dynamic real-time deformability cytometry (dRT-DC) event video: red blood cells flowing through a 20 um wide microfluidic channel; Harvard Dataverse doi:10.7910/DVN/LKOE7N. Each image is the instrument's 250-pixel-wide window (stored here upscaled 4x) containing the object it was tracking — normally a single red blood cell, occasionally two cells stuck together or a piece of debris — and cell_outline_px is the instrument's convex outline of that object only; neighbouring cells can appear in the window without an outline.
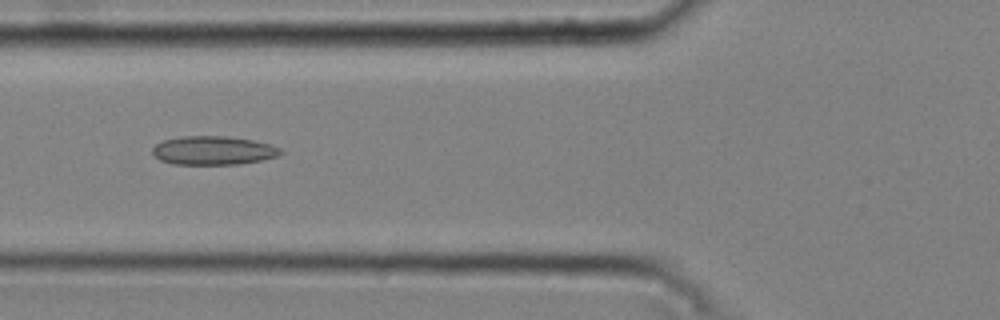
{"species": "common noctule bat (a hibernating species)", "species_latin": "Nyctalus noctula", "temperature_condition": "cold", "stored_images_in_passage": 49, "camera_frame_rate_fps": 3000, "um_per_image_px": 0.085, "animal": {"sex": "male", "body_mass_g": 20.4}, "frame": {"image": 1, "passage_image": 19, "time_ms": 6.0, "image_size_px": [1000, 320], "cell_outline_px": [[284, 152], [280, 156], [240, 164], [176, 164], [160, 160], [152, 152], [152, 148], [156, 144], [164, 140], [184, 136], [224, 136], [252, 140], [272, 144], [280, 148]], "centroid_in_image_um": [18.17, 12.79], "position_along_channel_um": 107.6, "area_um2": 21.39}}
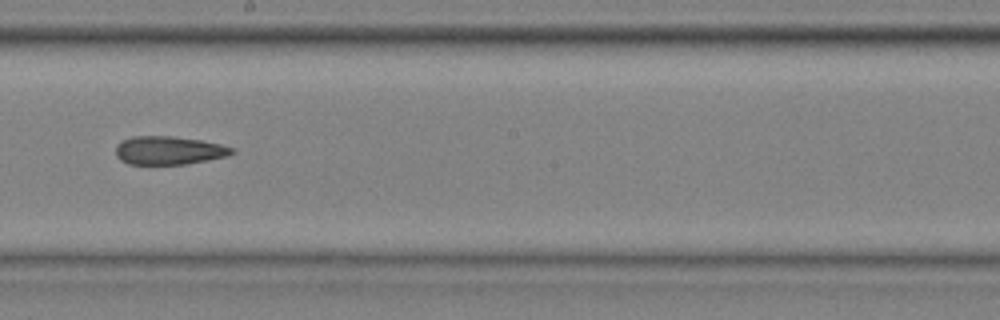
{"frame": {"image": 2, "passage_image": 29, "time_ms": 9.333, "image_size_px": [1000, 320], "cell_outline_px": [[236, 152], [228, 156], [188, 164], [128, 164], [120, 160], [116, 156], [116, 144], [132, 136], [172, 136], [200, 140], [220, 144], [236, 148]], "centroid_in_image_um": [14.38, 12.79], "position_along_channel_um": 233.8, "area_um2": 19.36}}
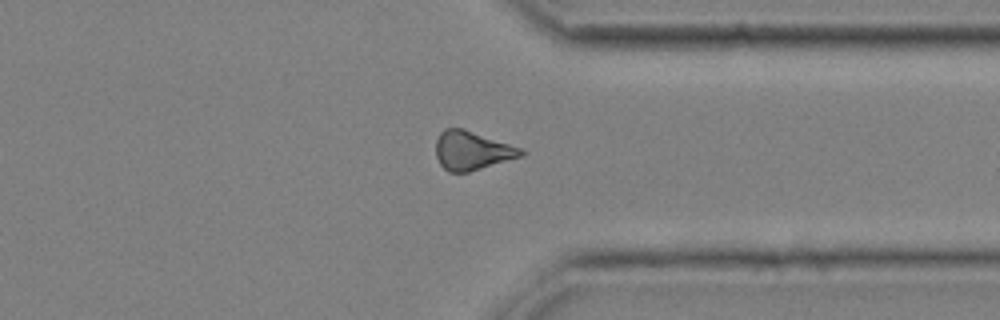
{"frame": {"image": 3, "passage_image": 40, "time_ms": 13.0, "image_size_px": [1000, 320], "cell_outline_px": [[524, 156], [468, 172], [448, 172], [440, 164], [436, 156], [436, 140], [440, 132], [444, 128], [464, 128], [520, 148], [524, 152]], "centroid_in_image_um": [40.09, 12.8], "position_along_channel_um": 371.3, "area_um2": 19.19}, "authors_computed_cell_mechanics": {"area_um2": 19.941, "velocity_mm_per_s": 3.783, "shape_relaxation_time_tau1_ms": null, "shape_relaxation_time_tau2_ms": 9.4232, "deformation_change_tau1": null, "deformation_change_tau2": 0.1964}}